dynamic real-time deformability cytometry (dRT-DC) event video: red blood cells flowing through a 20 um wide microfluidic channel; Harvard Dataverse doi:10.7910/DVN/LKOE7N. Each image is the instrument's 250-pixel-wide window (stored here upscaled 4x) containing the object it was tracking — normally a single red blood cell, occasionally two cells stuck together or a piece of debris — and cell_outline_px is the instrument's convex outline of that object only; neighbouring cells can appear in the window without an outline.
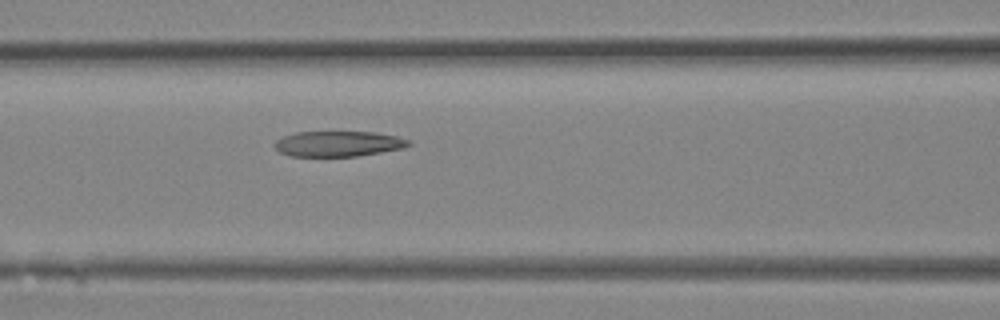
{"species": "Egyptian fruit bat (a non-hibernating species)", "species_latin": "Rousettus aegyptiacus", "temperature_condition": "room temperature", "stored_images_in_passage": 32, "camera_frame_rate_fps": 3000, "um_per_image_px": 0.085, "animal": {"sex": "female"}, "frame": {"image": 1, "passage_image": 14, "time_ms": 4.333, "image_size_px": [1000, 320], "cell_outline_px": [[408, 144], [396, 148], [376, 152], [352, 156], [296, 156], [284, 152], [276, 148], [276, 144], [280, 140], [304, 132], [364, 132], [392, 136], [404, 140]], "centroid_in_image_um": [28.7, 12.23], "position_along_channel_um": 137.9, "area_um2": 18.09}}
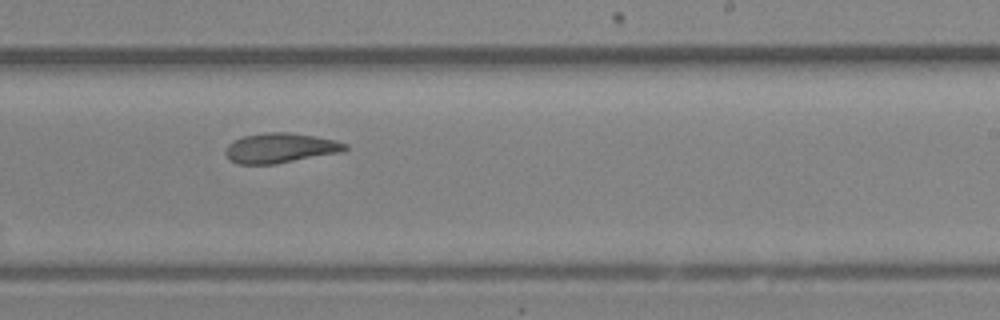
{"frame": {"image": 2, "passage_image": 20, "time_ms": 6.333, "image_size_px": [1000, 320], "cell_outline_px": [[344, 148], [328, 152], [268, 164], [244, 164], [232, 160], [228, 156], [228, 148], [236, 140], [248, 136], [308, 136], [328, 140], [344, 144]], "centroid_in_image_um": [23.66, 12.63], "position_along_channel_um": 265.3, "area_um2": 17.28}}
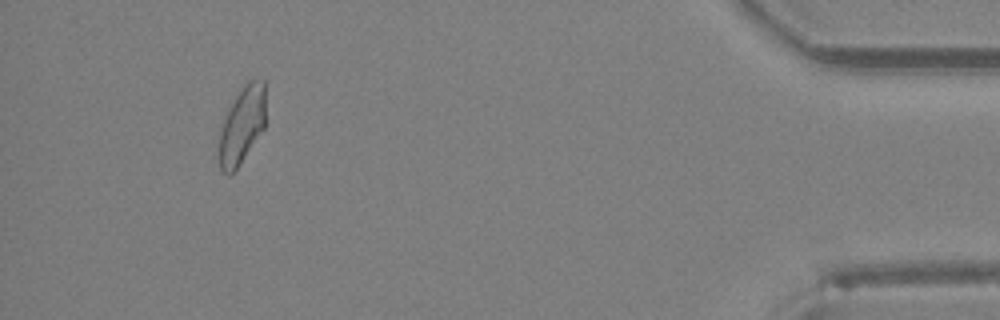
{"frame": {"image": 3, "passage_image": 30, "time_ms": 9.667, "image_size_px": [1000, 320], "cell_outline_px": [[264, 128], [236, 168], [232, 172], [220, 164], [220, 140], [228, 116], [236, 100], [244, 88], [248, 84], [264, 84]], "centroid_in_image_um": [20.62, 10.71], "position_along_channel_um": 414.6, "area_um2": 18.15}}